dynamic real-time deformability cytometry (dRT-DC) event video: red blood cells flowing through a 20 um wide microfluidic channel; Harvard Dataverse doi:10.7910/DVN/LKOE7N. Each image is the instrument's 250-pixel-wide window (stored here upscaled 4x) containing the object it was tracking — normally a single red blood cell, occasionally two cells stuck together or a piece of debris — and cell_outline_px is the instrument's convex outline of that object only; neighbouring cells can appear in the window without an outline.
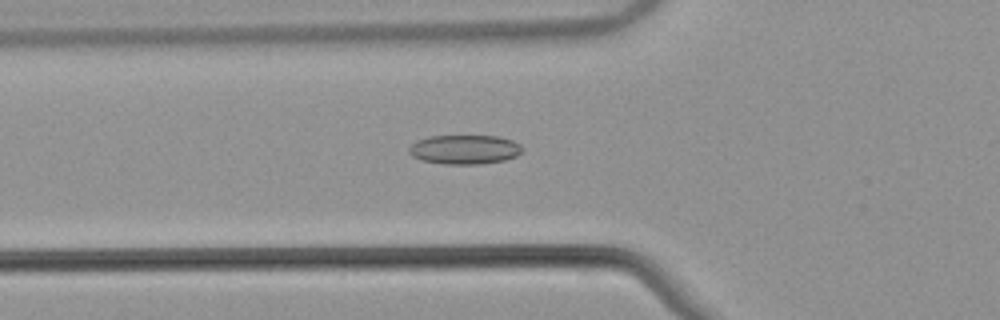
{"species": "common noctule bat (a hibernating species)", "species_latin": "Nyctalus noctula", "temperature_condition": "warm", "stored_images_in_passage": 47, "camera_frame_rate_fps": 3000, "um_per_image_px": 0.085, "animal": {"sex": "male", "body_mass_g": 21.5, "forearm_length_mm": 52.0}, "frame": {"image": 1, "passage_image": 13, "time_ms": 4.0, "image_size_px": [1000, 320], "cell_outline_px": [[524, 148], [516, 156], [504, 160], [480, 164], [444, 164], [424, 160], [412, 156], [408, 152], [408, 148], [416, 140], [428, 136], [500, 136], [512, 140], [520, 144]], "centroid_in_image_um": [39.49, 12.7], "position_along_channel_um": 86.3, "area_um2": 19.36}}
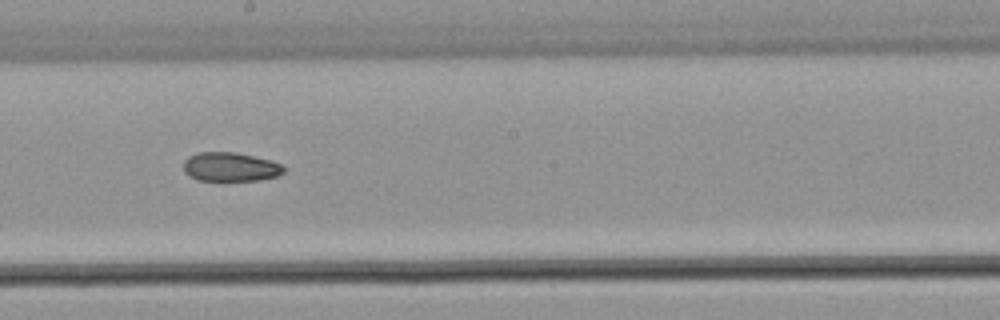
{"frame": {"image": 2, "passage_image": 24, "time_ms": 7.667, "image_size_px": [1000, 320], "cell_outline_px": [[284, 172], [276, 176], [256, 180], [196, 180], [188, 176], [184, 172], [184, 160], [188, 156], [196, 152], [236, 152], [272, 160], [280, 164], [284, 168]], "centroid_in_image_um": [19.54, 14.17], "position_along_channel_um": 228.7, "area_um2": 16.99}}
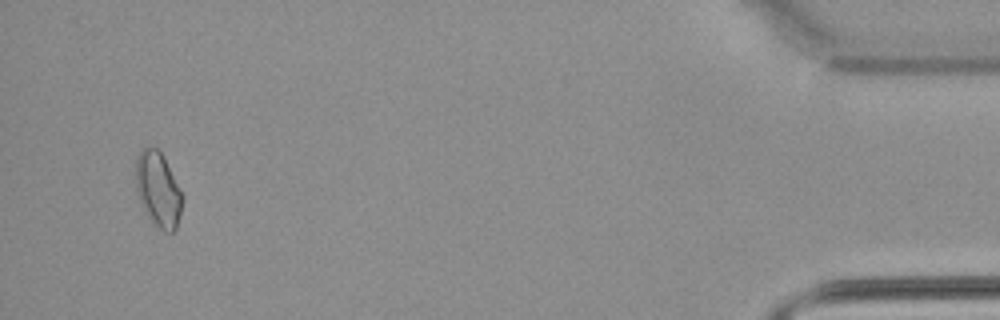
{"frame": {"image": 3, "passage_image": 45, "time_ms": 14.667, "image_size_px": [1000, 320], "cell_outline_px": [[184, 200], [176, 228], [172, 232], [164, 232], [152, 220], [140, 204], [136, 188], [136, 160], [140, 148], [156, 148], [164, 156], [184, 196]], "centroid_in_image_um": [13.46, 16.09], "position_along_channel_um": 421.7, "area_um2": 20.29}, "authors_computed_cell_mechanics": {"area_um2": 17.918, "velocity_mm_per_s": 3.8774, "shape_relaxation_time_tau1_ms": null, "shape_relaxation_time_tau2_ms": 6.9627, "deformation_change_tau1": null, "deformation_change_tau2": 0.1052}}